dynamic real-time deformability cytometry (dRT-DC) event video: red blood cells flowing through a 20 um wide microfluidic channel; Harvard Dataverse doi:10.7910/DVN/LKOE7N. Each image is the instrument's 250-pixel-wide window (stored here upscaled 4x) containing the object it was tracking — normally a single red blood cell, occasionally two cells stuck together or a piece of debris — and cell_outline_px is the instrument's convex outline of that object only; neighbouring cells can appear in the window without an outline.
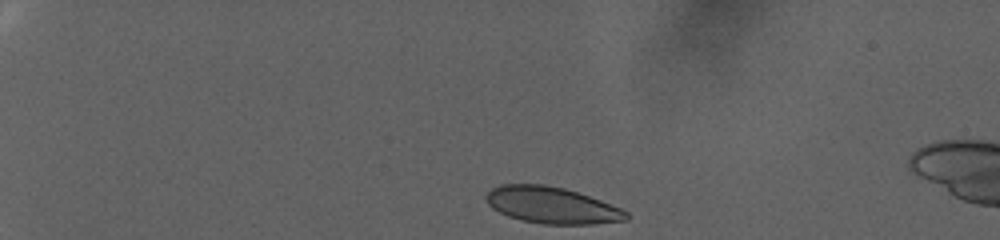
{"species": "human", "species_latin": "Homo sapiens", "temperature_condition": "warm", "stored_images_in_passage": 64, "camera_frame_rate_fps": 3000, "um_per_image_px": 0.085, "donor": {"sex": "female"}, "frame": {"image": 1, "passage_image": 1, "time_ms": 0.0, "image_size_px": [1000, 240], "cell_outline_px": [[632, 216], [628, 220], [592, 224], [544, 224], [520, 220], [508, 216], [492, 208], [488, 204], [484, 196], [492, 188], [500, 184], [544, 184], [564, 188], [600, 200], [620, 208], [628, 212]], "centroid_in_image_um": [46.9, 17.45], "position_along_channel_um": 38.1, "area_um2": 29.88}}
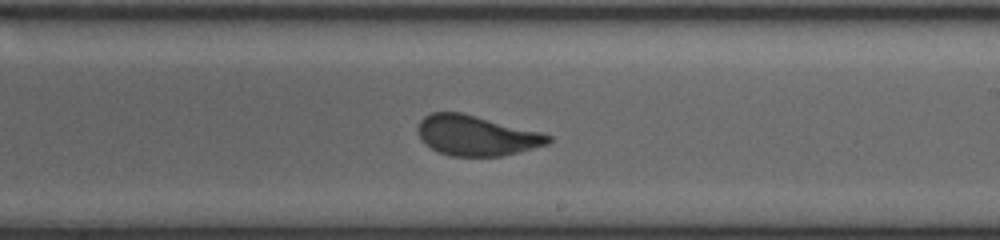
{"frame": {"image": 2, "passage_image": 36, "time_ms": 11.667, "image_size_px": [1000, 240], "cell_outline_px": [[552, 140], [548, 144], [500, 156], [452, 156], [440, 152], [432, 148], [420, 136], [416, 128], [420, 120], [424, 116], [432, 112], [460, 112], [540, 132], [552, 136]], "centroid_in_image_um": [40.48, 11.51], "position_along_channel_um": 248.5, "area_um2": 30.0}}
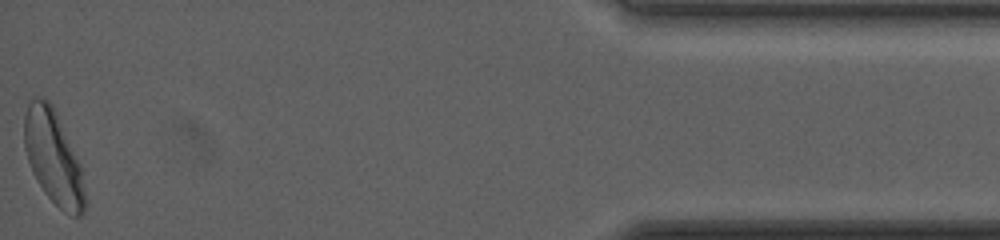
{"frame": {"image": 3, "passage_image": 64, "time_ms": 21.0, "image_size_px": [1000, 240], "cell_outline_px": [[88, 204], [84, 212], [80, 216], [72, 216], [64, 212], [44, 192], [36, 180], [32, 172], [24, 148], [24, 116], [28, 104], [36, 96], [44, 96], [52, 104], [56, 112], [80, 164], [88, 200]], "centroid_in_image_um": [4.55, 13.41], "position_along_channel_um": 430.6, "area_um2": 33.47}, "authors_computed_cell_mechanics": {"area_um2": 30.8652, "velocity_mm_per_s": 2.6316, "shape_relaxation_time_tau1_ms": 7.6496, "shape_relaxation_time_tau2_ms": null, "deformation_change_tau1": 0.1618, "deformation_change_tau2": null}}